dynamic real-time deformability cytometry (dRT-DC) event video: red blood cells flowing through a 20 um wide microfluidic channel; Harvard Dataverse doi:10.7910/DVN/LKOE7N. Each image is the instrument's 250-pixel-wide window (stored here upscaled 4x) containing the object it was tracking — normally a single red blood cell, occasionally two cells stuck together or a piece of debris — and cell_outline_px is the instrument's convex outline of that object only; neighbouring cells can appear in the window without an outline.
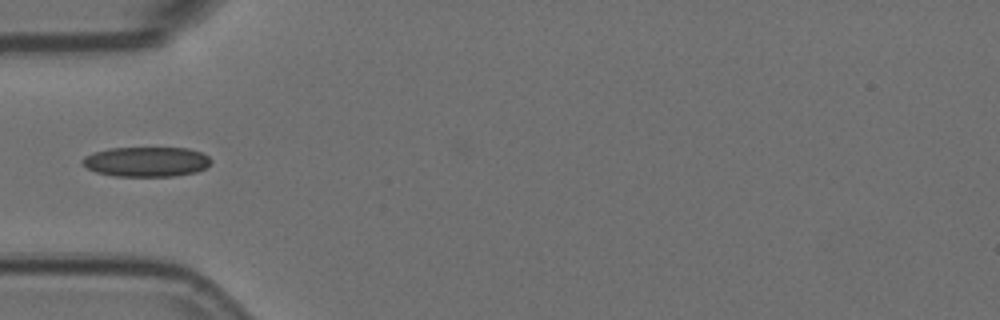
{"species": "Egyptian fruit bat (a non-hibernating species)", "species_latin": "Rousettus aegyptiacus", "temperature_condition": "room temperature", "stored_images_in_passage": 5, "camera_frame_rate_fps": 3000, "um_per_image_px": 0.085, "animal": {"sex": "female"}, "frame": {"image": 1, "passage_image": 5, "time_ms": 1.333, "image_size_px": [1000, 320], "cell_outline_px": [[212, 160], [204, 168], [196, 172], [172, 176], [116, 176], [96, 172], [88, 168], [80, 160], [84, 156], [92, 152], [108, 148], [188, 148], [200, 152], [208, 156]], "centroid_in_image_um": [12.41, 13.74], "position_along_channel_um": 72.6, "area_um2": 22.31}}